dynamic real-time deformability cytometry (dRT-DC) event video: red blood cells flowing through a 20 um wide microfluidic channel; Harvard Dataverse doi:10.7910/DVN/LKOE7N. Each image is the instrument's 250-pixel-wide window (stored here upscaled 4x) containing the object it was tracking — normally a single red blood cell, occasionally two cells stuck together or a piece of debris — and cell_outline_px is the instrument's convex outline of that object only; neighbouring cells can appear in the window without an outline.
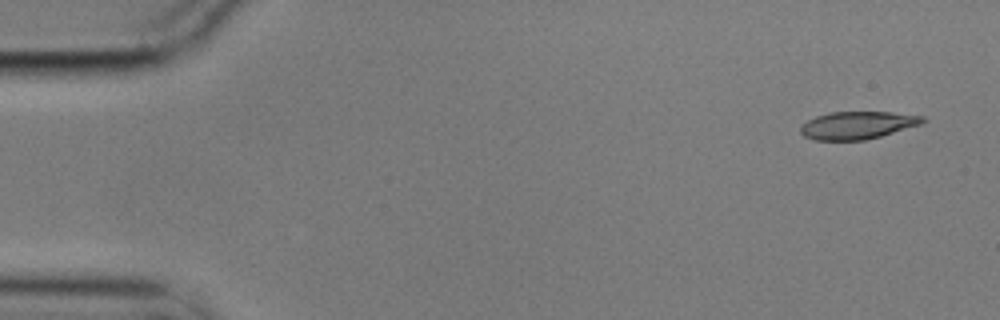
{"species": "common noctule bat (a hibernating species)", "species_latin": "Nyctalus noctula", "temperature_condition": "cold", "stored_images_in_passage": 2, "camera_frame_rate_fps": 3000, "um_per_image_px": 0.085, "animal": {"sex": "male", "body_mass_g": 17.9}, "frame": {"image": 1, "passage_image": 2, "time_ms": 0.333, "image_size_px": [1000, 320], "cell_outline_px": [[928, 120], [920, 124], [880, 136], [864, 140], [812, 140], [804, 136], [800, 132], [800, 124], [816, 116], [832, 112], [892, 112], [924, 116]], "centroid_in_image_um": [72.86, 10.64], "position_along_channel_um": 12.1, "area_um2": 19.65}}